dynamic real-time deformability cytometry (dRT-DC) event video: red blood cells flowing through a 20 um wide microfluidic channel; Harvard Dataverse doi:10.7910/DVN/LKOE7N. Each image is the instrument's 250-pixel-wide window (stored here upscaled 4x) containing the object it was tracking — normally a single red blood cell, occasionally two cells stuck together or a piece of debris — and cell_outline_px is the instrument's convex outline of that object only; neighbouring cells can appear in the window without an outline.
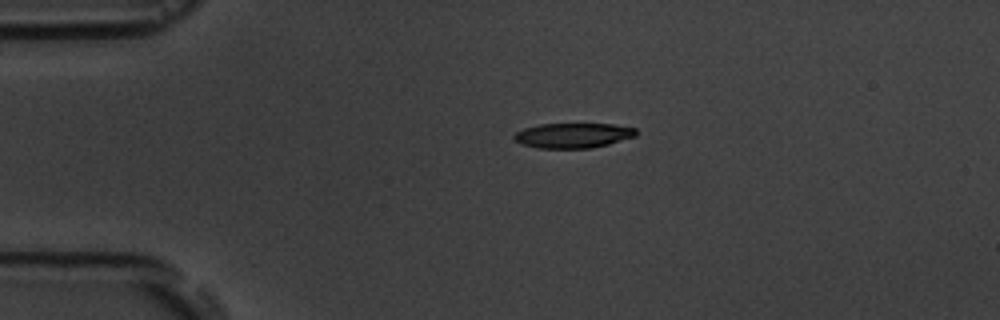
{"species": "common noctule bat (a hibernating species)", "species_latin": "Nyctalus noctula", "temperature_condition": "room temperature", "stored_images_in_passage": 2, "camera_frame_rate_fps": 3000, "um_per_image_px": 0.085, "animal": {"sex": "male", "body_mass_g": 19.5, "forearm_length_mm": 54.6}, "frame": {"image": 1, "passage_image": 1, "time_ms": 0.0, "image_size_px": [1000, 320], "cell_outline_px": [[636, 136], [608, 144], [592, 148], [540, 148], [524, 144], [516, 140], [512, 136], [516, 132], [524, 128], [540, 124], [612, 124], [636, 128]], "centroid_in_image_um": [48.72, 11.51], "position_along_channel_um": 36.3, "area_um2": 17.57}}